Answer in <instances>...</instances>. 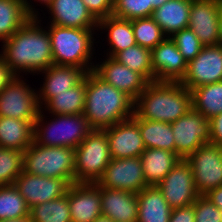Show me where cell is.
<instances>
[{
    "instance_id": "cell-13",
    "label": "cell",
    "mask_w": 222,
    "mask_h": 222,
    "mask_svg": "<svg viewBox=\"0 0 222 222\" xmlns=\"http://www.w3.org/2000/svg\"><path fill=\"white\" fill-rule=\"evenodd\" d=\"M100 187L138 194L148 185L145 182L140 157L113 159L98 180Z\"/></svg>"
},
{
    "instance_id": "cell-1",
    "label": "cell",
    "mask_w": 222,
    "mask_h": 222,
    "mask_svg": "<svg viewBox=\"0 0 222 222\" xmlns=\"http://www.w3.org/2000/svg\"><path fill=\"white\" fill-rule=\"evenodd\" d=\"M0 46V55L16 76H36L53 64L50 34L37 17H31Z\"/></svg>"
},
{
    "instance_id": "cell-14",
    "label": "cell",
    "mask_w": 222,
    "mask_h": 222,
    "mask_svg": "<svg viewBox=\"0 0 222 222\" xmlns=\"http://www.w3.org/2000/svg\"><path fill=\"white\" fill-rule=\"evenodd\" d=\"M222 81V45L203 46L187 63V72L180 82L190 91L201 85Z\"/></svg>"
},
{
    "instance_id": "cell-10",
    "label": "cell",
    "mask_w": 222,
    "mask_h": 222,
    "mask_svg": "<svg viewBox=\"0 0 222 222\" xmlns=\"http://www.w3.org/2000/svg\"><path fill=\"white\" fill-rule=\"evenodd\" d=\"M175 153L186 159L196 149L210 143V121L193 108L171 123Z\"/></svg>"
},
{
    "instance_id": "cell-33",
    "label": "cell",
    "mask_w": 222,
    "mask_h": 222,
    "mask_svg": "<svg viewBox=\"0 0 222 222\" xmlns=\"http://www.w3.org/2000/svg\"><path fill=\"white\" fill-rule=\"evenodd\" d=\"M113 58L131 70L142 74L149 82L155 81L150 49L136 44L118 52Z\"/></svg>"
},
{
    "instance_id": "cell-29",
    "label": "cell",
    "mask_w": 222,
    "mask_h": 222,
    "mask_svg": "<svg viewBox=\"0 0 222 222\" xmlns=\"http://www.w3.org/2000/svg\"><path fill=\"white\" fill-rule=\"evenodd\" d=\"M139 126L145 148L164 149L175 153V140L171 123L132 117Z\"/></svg>"
},
{
    "instance_id": "cell-3",
    "label": "cell",
    "mask_w": 222,
    "mask_h": 222,
    "mask_svg": "<svg viewBox=\"0 0 222 222\" xmlns=\"http://www.w3.org/2000/svg\"><path fill=\"white\" fill-rule=\"evenodd\" d=\"M192 108V93L180 82L151 81L134 101V115L173 123Z\"/></svg>"
},
{
    "instance_id": "cell-44",
    "label": "cell",
    "mask_w": 222,
    "mask_h": 222,
    "mask_svg": "<svg viewBox=\"0 0 222 222\" xmlns=\"http://www.w3.org/2000/svg\"><path fill=\"white\" fill-rule=\"evenodd\" d=\"M25 9L32 17H37L43 9L51 2V0H23ZM36 4V5H35ZM37 6H39L37 8ZM41 6V8H40Z\"/></svg>"
},
{
    "instance_id": "cell-37",
    "label": "cell",
    "mask_w": 222,
    "mask_h": 222,
    "mask_svg": "<svg viewBox=\"0 0 222 222\" xmlns=\"http://www.w3.org/2000/svg\"><path fill=\"white\" fill-rule=\"evenodd\" d=\"M153 5L149 0H116L113 16L126 20L152 17Z\"/></svg>"
},
{
    "instance_id": "cell-9",
    "label": "cell",
    "mask_w": 222,
    "mask_h": 222,
    "mask_svg": "<svg viewBox=\"0 0 222 222\" xmlns=\"http://www.w3.org/2000/svg\"><path fill=\"white\" fill-rule=\"evenodd\" d=\"M193 170V178L199 195L222 185V147L205 144L185 159Z\"/></svg>"
},
{
    "instance_id": "cell-21",
    "label": "cell",
    "mask_w": 222,
    "mask_h": 222,
    "mask_svg": "<svg viewBox=\"0 0 222 222\" xmlns=\"http://www.w3.org/2000/svg\"><path fill=\"white\" fill-rule=\"evenodd\" d=\"M155 81L181 82L187 72V61L171 37L151 50Z\"/></svg>"
},
{
    "instance_id": "cell-43",
    "label": "cell",
    "mask_w": 222,
    "mask_h": 222,
    "mask_svg": "<svg viewBox=\"0 0 222 222\" xmlns=\"http://www.w3.org/2000/svg\"><path fill=\"white\" fill-rule=\"evenodd\" d=\"M16 77L0 55V92Z\"/></svg>"
},
{
    "instance_id": "cell-48",
    "label": "cell",
    "mask_w": 222,
    "mask_h": 222,
    "mask_svg": "<svg viewBox=\"0 0 222 222\" xmlns=\"http://www.w3.org/2000/svg\"><path fill=\"white\" fill-rule=\"evenodd\" d=\"M167 1L168 0H149V4L153 5V11H154V9L160 7L161 5H163Z\"/></svg>"
},
{
    "instance_id": "cell-7",
    "label": "cell",
    "mask_w": 222,
    "mask_h": 222,
    "mask_svg": "<svg viewBox=\"0 0 222 222\" xmlns=\"http://www.w3.org/2000/svg\"><path fill=\"white\" fill-rule=\"evenodd\" d=\"M111 160L106 132L93 129L75 149V183H97Z\"/></svg>"
},
{
    "instance_id": "cell-4",
    "label": "cell",
    "mask_w": 222,
    "mask_h": 222,
    "mask_svg": "<svg viewBox=\"0 0 222 222\" xmlns=\"http://www.w3.org/2000/svg\"><path fill=\"white\" fill-rule=\"evenodd\" d=\"M50 34L53 64L75 66L91 72L97 50V29L62 27L43 22ZM96 46V47H95ZM95 56V57H94Z\"/></svg>"
},
{
    "instance_id": "cell-15",
    "label": "cell",
    "mask_w": 222,
    "mask_h": 222,
    "mask_svg": "<svg viewBox=\"0 0 222 222\" xmlns=\"http://www.w3.org/2000/svg\"><path fill=\"white\" fill-rule=\"evenodd\" d=\"M30 208L67 194L71 184L66 179L49 178L22 172L13 184Z\"/></svg>"
},
{
    "instance_id": "cell-5",
    "label": "cell",
    "mask_w": 222,
    "mask_h": 222,
    "mask_svg": "<svg viewBox=\"0 0 222 222\" xmlns=\"http://www.w3.org/2000/svg\"><path fill=\"white\" fill-rule=\"evenodd\" d=\"M92 130L83 114L55 115L41 109L34 123V142L76 149Z\"/></svg>"
},
{
    "instance_id": "cell-41",
    "label": "cell",
    "mask_w": 222,
    "mask_h": 222,
    "mask_svg": "<svg viewBox=\"0 0 222 222\" xmlns=\"http://www.w3.org/2000/svg\"><path fill=\"white\" fill-rule=\"evenodd\" d=\"M169 222H195L194 205L172 209Z\"/></svg>"
},
{
    "instance_id": "cell-42",
    "label": "cell",
    "mask_w": 222,
    "mask_h": 222,
    "mask_svg": "<svg viewBox=\"0 0 222 222\" xmlns=\"http://www.w3.org/2000/svg\"><path fill=\"white\" fill-rule=\"evenodd\" d=\"M210 143L222 147V113L210 120Z\"/></svg>"
},
{
    "instance_id": "cell-32",
    "label": "cell",
    "mask_w": 222,
    "mask_h": 222,
    "mask_svg": "<svg viewBox=\"0 0 222 222\" xmlns=\"http://www.w3.org/2000/svg\"><path fill=\"white\" fill-rule=\"evenodd\" d=\"M33 222H72L67 194L30 208Z\"/></svg>"
},
{
    "instance_id": "cell-17",
    "label": "cell",
    "mask_w": 222,
    "mask_h": 222,
    "mask_svg": "<svg viewBox=\"0 0 222 222\" xmlns=\"http://www.w3.org/2000/svg\"><path fill=\"white\" fill-rule=\"evenodd\" d=\"M222 0H192L188 28L203 46L219 44V16Z\"/></svg>"
},
{
    "instance_id": "cell-46",
    "label": "cell",
    "mask_w": 222,
    "mask_h": 222,
    "mask_svg": "<svg viewBox=\"0 0 222 222\" xmlns=\"http://www.w3.org/2000/svg\"><path fill=\"white\" fill-rule=\"evenodd\" d=\"M0 222H33L30 215H27L25 217H20L16 219H5V220H0Z\"/></svg>"
},
{
    "instance_id": "cell-30",
    "label": "cell",
    "mask_w": 222,
    "mask_h": 222,
    "mask_svg": "<svg viewBox=\"0 0 222 222\" xmlns=\"http://www.w3.org/2000/svg\"><path fill=\"white\" fill-rule=\"evenodd\" d=\"M31 17L23 0H0V43L9 39Z\"/></svg>"
},
{
    "instance_id": "cell-39",
    "label": "cell",
    "mask_w": 222,
    "mask_h": 222,
    "mask_svg": "<svg viewBox=\"0 0 222 222\" xmlns=\"http://www.w3.org/2000/svg\"><path fill=\"white\" fill-rule=\"evenodd\" d=\"M193 205L195 222H222V210L217 208L204 195H200Z\"/></svg>"
},
{
    "instance_id": "cell-47",
    "label": "cell",
    "mask_w": 222,
    "mask_h": 222,
    "mask_svg": "<svg viewBox=\"0 0 222 222\" xmlns=\"http://www.w3.org/2000/svg\"><path fill=\"white\" fill-rule=\"evenodd\" d=\"M219 44L222 45V5L220 8V16H219Z\"/></svg>"
},
{
    "instance_id": "cell-19",
    "label": "cell",
    "mask_w": 222,
    "mask_h": 222,
    "mask_svg": "<svg viewBox=\"0 0 222 222\" xmlns=\"http://www.w3.org/2000/svg\"><path fill=\"white\" fill-rule=\"evenodd\" d=\"M103 130L113 159L140 157L146 149L138 123L132 117Z\"/></svg>"
},
{
    "instance_id": "cell-23",
    "label": "cell",
    "mask_w": 222,
    "mask_h": 222,
    "mask_svg": "<svg viewBox=\"0 0 222 222\" xmlns=\"http://www.w3.org/2000/svg\"><path fill=\"white\" fill-rule=\"evenodd\" d=\"M102 215L114 222H137V194L100 187Z\"/></svg>"
},
{
    "instance_id": "cell-12",
    "label": "cell",
    "mask_w": 222,
    "mask_h": 222,
    "mask_svg": "<svg viewBox=\"0 0 222 222\" xmlns=\"http://www.w3.org/2000/svg\"><path fill=\"white\" fill-rule=\"evenodd\" d=\"M101 56V58H99L100 55L96 56L98 59L96 58L93 72L105 83L112 85L135 101L145 90L149 81L142 74L119 63L113 57Z\"/></svg>"
},
{
    "instance_id": "cell-20",
    "label": "cell",
    "mask_w": 222,
    "mask_h": 222,
    "mask_svg": "<svg viewBox=\"0 0 222 222\" xmlns=\"http://www.w3.org/2000/svg\"><path fill=\"white\" fill-rule=\"evenodd\" d=\"M96 34V37L99 38L97 43L100 44L97 55L103 54V56L114 57L118 52L136 45L131 20L117 18L113 15L98 21ZM101 47L104 49L103 53L99 51L102 49Z\"/></svg>"
},
{
    "instance_id": "cell-22",
    "label": "cell",
    "mask_w": 222,
    "mask_h": 222,
    "mask_svg": "<svg viewBox=\"0 0 222 222\" xmlns=\"http://www.w3.org/2000/svg\"><path fill=\"white\" fill-rule=\"evenodd\" d=\"M72 222H93L102 215L101 191L97 183H73L68 189Z\"/></svg>"
},
{
    "instance_id": "cell-49",
    "label": "cell",
    "mask_w": 222,
    "mask_h": 222,
    "mask_svg": "<svg viewBox=\"0 0 222 222\" xmlns=\"http://www.w3.org/2000/svg\"><path fill=\"white\" fill-rule=\"evenodd\" d=\"M93 222H114V221H112L110 218H108L104 215H100Z\"/></svg>"
},
{
    "instance_id": "cell-25",
    "label": "cell",
    "mask_w": 222,
    "mask_h": 222,
    "mask_svg": "<svg viewBox=\"0 0 222 222\" xmlns=\"http://www.w3.org/2000/svg\"><path fill=\"white\" fill-rule=\"evenodd\" d=\"M181 158L174 152L147 148L141 154L145 182L148 186H157Z\"/></svg>"
},
{
    "instance_id": "cell-40",
    "label": "cell",
    "mask_w": 222,
    "mask_h": 222,
    "mask_svg": "<svg viewBox=\"0 0 222 222\" xmlns=\"http://www.w3.org/2000/svg\"><path fill=\"white\" fill-rule=\"evenodd\" d=\"M83 2L97 21L113 15L114 2L112 0H83Z\"/></svg>"
},
{
    "instance_id": "cell-2",
    "label": "cell",
    "mask_w": 222,
    "mask_h": 222,
    "mask_svg": "<svg viewBox=\"0 0 222 222\" xmlns=\"http://www.w3.org/2000/svg\"><path fill=\"white\" fill-rule=\"evenodd\" d=\"M82 114L93 129L103 130L133 117L134 101L91 71L86 73V98Z\"/></svg>"
},
{
    "instance_id": "cell-24",
    "label": "cell",
    "mask_w": 222,
    "mask_h": 222,
    "mask_svg": "<svg viewBox=\"0 0 222 222\" xmlns=\"http://www.w3.org/2000/svg\"><path fill=\"white\" fill-rule=\"evenodd\" d=\"M191 2L192 0H168L154 9L152 18L166 37L188 28Z\"/></svg>"
},
{
    "instance_id": "cell-31",
    "label": "cell",
    "mask_w": 222,
    "mask_h": 222,
    "mask_svg": "<svg viewBox=\"0 0 222 222\" xmlns=\"http://www.w3.org/2000/svg\"><path fill=\"white\" fill-rule=\"evenodd\" d=\"M192 108L208 120L222 113V81L201 85L191 90Z\"/></svg>"
},
{
    "instance_id": "cell-8",
    "label": "cell",
    "mask_w": 222,
    "mask_h": 222,
    "mask_svg": "<svg viewBox=\"0 0 222 222\" xmlns=\"http://www.w3.org/2000/svg\"><path fill=\"white\" fill-rule=\"evenodd\" d=\"M27 78L16 76L0 92V117L35 122L41 108L37 87L31 86Z\"/></svg>"
},
{
    "instance_id": "cell-16",
    "label": "cell",
    "mask_w": 222,
    "mask_h": 222,
    "mask_svg": "<svg viewBox=\"0 0 222 222\" xmlns=\"http://www.w3.org/2000/svg\"><path fill=\"white\" fill-rule=\"evenodd\" d=\"M44 10L43 16H37L42 22L62 27L97 29L98 21L88 11L83 0H51Z\"/></svg>"
},
{
    "instance_id": "cell-26",
    "label": "cell",
    "mask_w": 222,
    "mask_h": 222,
    "mask_svg": "<svg viewBox=\"0 0 222 222\" xmlns=\"http://www.w3.org/2000/svg\"><path fill=\"white\" fill-rule=\"evenodd\" d=\"M137 222H169L172 208L157 186H147L137 194Z\"/></svg>"
},
{
    "instance_id": "cell-11",
    "label": "cell",
    "mask_w": 222,
    "mask_h": 222,
    "mask_svg": "<svg viewBox=\"0 0 222 222\" xmlns=\"http://www.w3.org/2000/svg\"><path fill=\"white\" fill-rule=\"evenodd\" d=\"M157 187L172 209L191 206L200 196L193 170L185 159H180Z\"/></svg>"
},
{
    "instance_id": "cell-6",
    "label": "cell",
    "mask_w": 222,
    "mask_h": 222,
    "mask_svg": "<svg viewBox=\"0 0 222 222\" xmlns=\"http://www.w3.org/2000/svg\"><path fill=\"white\" fill-rule=\"evenodd\" d=\"M75 149L41 146L34 141L24 151L23 171L32 175L66 179L75 183Z\"/></svg>"
},
{
    "instance_id": "cell-18",
    "label": "cell",
    "mask_w": 222,
    "mask_h": 222,
    "mask_svg": "<svg viewBox=\"0 0 222 222\" xmlns=\"http://www.w3.org/2000/svg\"><path fill=\"white\" fill-rule=\"evenodd\" d=\"M84 69L75 66L52 64L36 76L42 79L37 95L39 106L42 109L52 98L53 93H63L79 84L86 76ZM42 77V78H41Z\"/></svg>"
},
{
    "instance_id": "cell-27",
    "label": "cell",
    "mask_w": 222,
    "mask_h": 222,
    "mask_svg": "<svg viewBox=\"0 0 222 222\" xmlns=\"http://www.w3.org/2000/svg\"><path fill=\"white\" fill-rule=\"evenodd\" d=\"M34 123L0 117V147L25 151L34 141Z\"/></svg>"
},
{
    "instance_id": "cell-35",
    "label": "cell",
    "mask_w": 222,
    "mask_h": 222,
    "mask_svg": "<svg viewBox=\"0 0 222 222\" xmlns=\"http://www.w3.org/2000/svg\"><path fill=\"white\" fill-rule=\"evenodd\" d=\"M131 22L137 45L152 50L166 38L152 17L137 18Z\"/></svg>"
},
{
    "instance_id": "cell-45",
    "label": "cell",
    "mask_w": 222,
    "mask_h": 222,
    "mask_svg": "<svg viewBox=\"0 0 222 222\" xmlns=\"http://www.w3.org/2000/svg\"><path fill=\"white\" fill-rule=\"evenodd\" d=\"M204 196L208 198L217 208L222 210V185L209 191Z\"/></svg>"
},
{
    "instance_id": "cell-28",
    "label": "cell",
    "mask_w": 222,
    "mask_h": 222,
    "mask_svg": "<svg viewBox=\"0 0 222 222\" xmlns=\"http://www.w3.org/2000/svg\"><path fill=\"white\" fill-rule=\"evenodd\" d=\"M86 98V76L73 88L63 93H53V98L42 108L47 114H82Z\"/></svg>"
},
{
    "instance_id": "cell-38",
    "label": "cell",
    "mask_w": 222,
    "mask_h": 222,
    "mask_svg": "<svg viewBox=\"0 0 222 222\" xmlns=\"http://www.w3.org/2000/svg\"><path fill=\"white\" fill-rule=\"evenodd\" d=\"M171 39L175 42L179 52L183 55L187 63L194 59L203 48L198 37L189 28L175 33L171 36Z\"/></svg>"
},
{
    "instance_id": "cell-34",
    "label": "cell",
    "mask_w": 222,
    "mask_h": 222,
    "mask_svg": "<svg viewBox=\"0 0 222 222\" xmlns=\"http://www.w3.org/2000/svg\"><path fill=\"white\" fill-rule=\"evenodd\" d=\"M29 210L14 185L0 186V220L25 217L29 215Z\"/></svg>"
},
{
    "instance_id": "cell-36",
    "label": "cell",
    "mask_w": 222,
    "mask_h": 222,
    "mask_svg": "<svg viewBox=\"0 0 222 222\" xmlns=\"http://www.w3.org/2000/svg\"><path fill=\"white\" fill-rule=\"evenodd\" d=\"M24 151L0 147V186L13 185L23 172Z\"/></svg>"
}]
</instances>
